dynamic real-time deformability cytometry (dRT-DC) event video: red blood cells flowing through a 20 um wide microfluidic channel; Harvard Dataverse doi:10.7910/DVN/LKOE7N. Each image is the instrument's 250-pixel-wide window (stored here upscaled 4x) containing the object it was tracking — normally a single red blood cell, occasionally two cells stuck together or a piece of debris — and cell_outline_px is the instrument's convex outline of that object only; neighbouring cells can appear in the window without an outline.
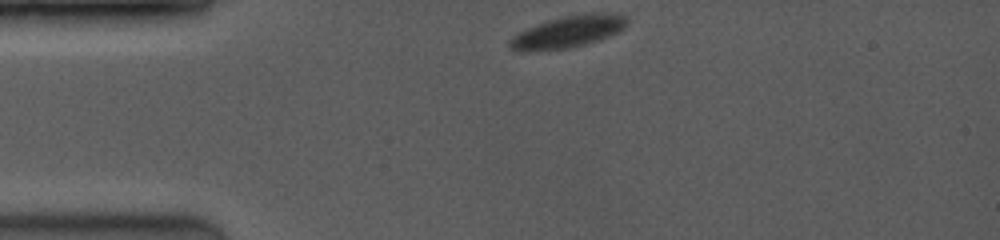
{"species": "common noctule bat (a hibernating species)", "species_latin": "Nyctalus noctula", "temperature_condition": "room temperature", "stored_images_in_passage": 41, "camera_frame_rate_fps": 3500, "um_per_image_px": 0.085, "animal": {"sex": "female", "body_mass_g": 19.0, "forearm_length_mm": 53.3}, "frame": {"image": 1, "passage_image": 1, "time_ms": 0.0, "image_size_px": [1000, 240], "cell_outline_px": [[628, 20], [624, 28], [608, 36], [596, 40], [568, 48], [520, 52], [512, 48], [508, 44], [508, 40], [520, 32], [536, 24], [548, 20], [564, 16], [588, 12], [596, 12], [624, 16]], "centroid_in_image_um": [48.24, 2.69], "position_along_channel_um": 36.8, "area_um2": 21.33}}
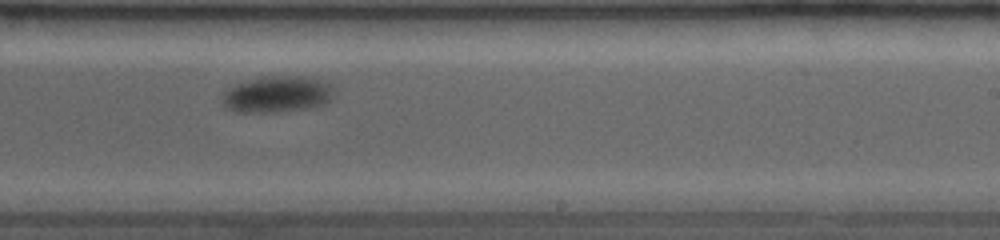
{"frame": {"image": 2, "passage_image": 28, "time_ms": 7.143, "image_size_px": [1000, 240], "cell_outline_px": [[332, 96], [324, 104], [312, 108], [276, 112], [236, 112], [224, 108], [224, 92], [236, 84], [252, 80], [272, 76], [308, 76], [324, 80], [332, 84]], "centroid_in_image_um": [23.61, 8.02], "position_along_channel_um": 265.4, "area_um2": 23.58}}
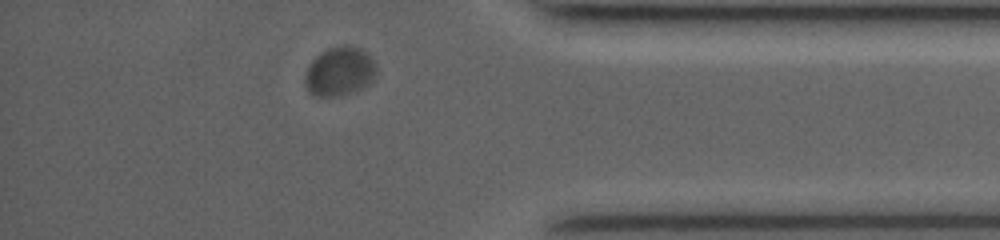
{"frame": {"image": 3, "passage_image": 38, "time_ms": 11.143, "image_size_px": [1000, 240], "cell_outline_px": [[376, 80], [364, 88], [348, 96], [316, 96], [308, 92], [304, 84], [304, 76], [308, 64], [320, 52], [328, 48], [344, 44], [348, 44], [360, 48], [368, 52], [376, 64]], "centroid_in_image_um": [28.89, 6.08], "position_along_channel_um": 406.3, "area_um2": 21.33}}